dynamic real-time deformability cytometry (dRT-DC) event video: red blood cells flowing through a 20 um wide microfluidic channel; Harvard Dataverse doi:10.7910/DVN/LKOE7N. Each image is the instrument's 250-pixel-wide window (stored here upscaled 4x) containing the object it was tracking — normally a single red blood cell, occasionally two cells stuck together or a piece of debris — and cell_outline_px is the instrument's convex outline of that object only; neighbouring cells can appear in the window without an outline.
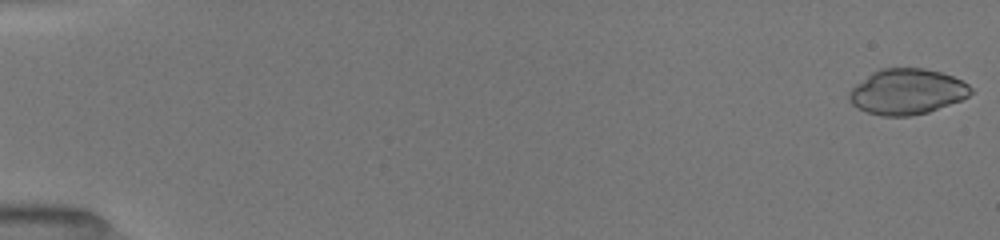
{"species": "common noctule bat (a hibernating species)", "species_latin": "Nyctalus noctula", "temperature_condition": "room temperature", "stored_images_in_passage": 51, "camera_frame_rate_fps": 3000, "um_per_image_px": 0.085, "animal": {"sex": "female", "body_mass_g": 19.5, "forearm_length_mm": 54.1}, "frame": {"image": 1, "passage_image": 1, "time_ms": 0.0, "image_size_px": [1000, 240], "cell_outline_px": [[972, 92], [968, 96], [960, 100], [928, 112], [908, 116], [880, 116], [856, 108], [848, 100], [848, 92], [856, 84], [872, 72], [880, 68], [924, 68], [940, 72], [952, 76], [968, 84], [972, 88]], "centroid_in_image_um": [77.06, 7.79], "position_along_channel_um": 7.9, "area_um2": 32.25}}